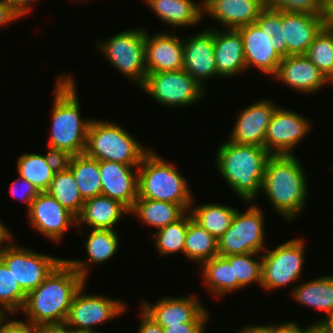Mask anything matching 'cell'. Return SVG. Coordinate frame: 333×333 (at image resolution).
I'll list each match as a JSON object with an SVG mask.
<instances>
[{
  "label": "cell",
  "instance_id": "cell-52",
  "mask_svg": "<svg viewBox=\"0 0 333 333\" xmlns=\"http://www.w3.org/2000/svg\"><path fill=\"white\" fill-rule=\"evenodd\" d=\"M36 333H65L62 328H40Z\"/></svg>",
  "mask_w": 333,
  "mask_h": 333
},
{
  "label": "cell",
  "instance_id": "cell-1",
  "mask_svg": "<svg viewBox=\"0 0 333 333\" xmlns=\"http://www.w3.org/2000/svg\"><path fill=\"white\" fill-rule=\"evenodd\" d=\"M87 282L63 259L40 286L29 292L21 311L30 325L62 328L75 294Z\"/></svg>",
  "mask_w": 333,
  "mask_h": 333
},
{
  "label": "cell",
  "instance_id": "cell-25",
  "mask_svg": "<svg viewBox=\"0 0 333 333\" xmlns=\"http://www.w3.org/2000/svg\"><path fill=\"white\" fill-rule=\"evenodd\" d=\"M128 214L130 210L120 201L99 195L85 200L76 226L81 229L85 224L91 229L114 230L118 221Z\"/></svg>",
  "mask_w": 333,
  "mask_h": 333
},
{
  "label": "cell",
  "instance_id": "cell-32",
  "mask_svg": "<svg viewBox=\"0 0 333 333\" xmlns=\"http://www.w3.org/2000/svg\"><path fill=\"white\" fill-rule=\"evenodd\" d=\"M200 267L207 290L216 296L223 297L243 288L237 279H234L233 267L224 256L217 255L203 262Z\"/></svg>",
  "mask_w": 333,
  "mask_h": 333
},
{
  "label": "cell",
  "instance_id": "cell-7",
  "mask_svg": "<svg viewBox=\"0 0 333 333\" xmlns=\"http://www.w3.org/2000/svg\"><path fill=\"white\" fill-rule=\"evenodd\" d=\"M146 30L127 29L96 44L115 69L141 87L147 76L145 57Z\"/></svg>",
  "mask_w": 333,
  "mask_h": 333
},
{
  "label": "cell",
  "instance_id": "cell-55",
  "mask_svg": "<svg viewBox=\"0 0 333 333\" xmlns=\"http://www.w3.org/2000/svg\"><path fill=\"white\" fill-rule=\"evenodd\" d=\"M319 333H332L329 329H327L322 323H319Z\"/></svg>",
  "mask_w": 333,
  "mask_h": 333
},
{
  "label": "cell",
  "instance_id": "cell-23",
  "mask_svg": "<svg viewBox=\"0 0 333 333\" xmlns=\"http://www.w3.org/2000/svg\"><path fill=\"white\" fill-rule=\"evenodd\" d=\"M214 28V56L218 75L229 78L246 73L243 39L237 29Z\"/></svg>",
  "mask_w": 333,
  "mask_h": 333
},
{
  "label": "cell",
  "instance_id": "cell-3",
  "mask_svg": "<svg viewBox=\"0 0 333 333\" xmlns=\"http://www.w3.org/2000/svg\"><path fill=\"white\" fill-rule=\"evenodd\" d=\"M271 156L265 147L227 140L219 146L214 163L230 189L245 203L252 204L261 191L265 167Z\"/></svg>",
  "mask_w": 333,
  "mask_h": 333
},
{
  "label": "cell",
  "instance_id": "cell-12",
  "mask_svg": "<svg viewBox=\"0 0 333 333\" xmlns=\"http://www.w3.org/2000/svg\"><path fill=\"white\" fill-rule=\"evenodd\" d=\"M0 259L12 272L21 289L28 294L40 286L53 269L63 260L52 255L35 252L11 244Z\"/></svg>",
  "mask_w": 333,
  "mask_h": 333
},
{
  "label": "cell",
  "instance_id": "cell-31",
  "mask_svg": "<svg viewBox=\"0 0 333 333\" xmlns=\"http://www.w3.org/2000/svg\"><path fill=\"white\" fill-rule=\"evenodd\" d=\"M186 212L179 204L147 198H137L130 209V214L157 230L179 220Z\"/></svg>",
  "mask_w": 333,
  "mask_h": 333
},
{
  "label": "cell",
  "instance_id": "cell-2",
  "mask_svg": "<svg viewBox=\"0 0 333 333\" xmlns=\"http://www.w3.org/2000/svg\"><path fill=\"white\" fill-rule=\"evenodd\" d=\"M54 88L48 150L64 159L85 152L91 118L81 117L77 86L71 74L59 75Z\"/></svg>",
  "mask_w": 333,
  "mask_h": 333
},
{
  "label": "cell",
  "instance_id": "cell-54",
  "mask_svg": "<svg viewBox=\"0 0 333 333\" xmlns=\"http://www.w3.org/2000/svg\"><path fill=\"white\" fill-rule=\"evenodd\" d=\"M322 324L333 333V313L328 316Z\"/></svg>",
  "mask_w": 333,
  "mask_h": 333
},
{
  "label": "cell",
  "instance_id": "cell-17",
  "mask_svg": "<svg viewBox=\"0 0 333 333\" xmlns=\"http://www.w3.org/2000/svg\"><path fill=\"white\" fill-rule=\"evenodd\" d=\"M183 60V70L203 87H205L203 81L206 79L220 77L215 63L212 27L183 39Z\"/></svg>",
  "mask_w": 333,
  "mask_h": 333
},
{
  "label": "cell",
  "instance_id": "cell-13",
  "mask_svg": "<svg viewBox=\"0 0 333 333\" xmlns=\"http://www.w3.org/2000/svg\"><path fill=\"white\" fill-rule=\"evenodd\" d=\"M310 129L309 120L302 114L277 107L267 127L264 147L271 155H294L293 148Z\"/></svg>",
  "mask_w": 333,
  "mask_h": 333
},
{
  "label": "cell",
  "instance_id": "cell-53",
  "mask_svg": "<svg viewBox=\"0 0 333 333\" xmlns=\"http://www.w3.org/2000/svg\"><path fill=\"white\" fill-rule=\"evenodd\" d=\"M304 333H319V322H315L309 327L304 328Z\"/></svg>",
  "mask_w": 333,
  "mask_h": 333
},
{
  "label": "cell",
  "instance_id": "cell-18",
  "mask_svg": "<svg viewBox=\"0 0 333 333\" xmlns=\"http://www.w3.org/2000/svg\"><path fill=\"white\" fill-rule=\"evenodd\" d=\"M273 79L302 94L318 92L328 85L327 76L305 54L283 57Z\"/></svg>",
  "mask_w": 333,
  "mask_h": 333
},
{
  "label": "cell",
  "instance_id": "cell-37",
  "mask_svg": "<svg viewBox=\"0 0 333 333\" xmlns=\"http://www.w3.org/2000/svg\"><path fill=\"white\" fill-rule=\"evenodd\" d=\"M27 294L16 282L12 272L0 259V312L10 316L21 311L26 301ZM11 314V315H9Z\"/></svg>",
  "mask_w": 333,
  "mask_h": 333
},
{
  "label": "cell",
  "instance_id": "cell-10",
  "mask_svg": "<svg viewBox=\"0 0 333 333\" xmlns=\"http://www.w3.org/2000/svg\"><path fill=\"white\" fill-rule=\"evenodd\" d=\"M305 247L303 239L294 238L273 250L267 248L262 253L261 287L270 291L300 279L305 262Z\"/></svg>",
  "mask_w": 333,
  "mask_h": 333
},
{
  "label": "cell",
  "instance_id": "cell-58",
  "mask_svg": "<svg viewBox=\"0 0 333 333\" xmlns=\"http://www.w3.org/2000/svg\"><path fill=\"white\" fill-rule=\"evenodd\" d=\"M203 1V2H201ZM200 3L202 4V7H204L210 0H201Z\"/></svg>",
  "mask_w": 333,
  "mask_h": 333
},
{
  "label": "cell",
  "instance_id": "cell-16",
  "mask_svg": "<svg viewBox=\"0 0 333 333\" xmlns=\"http://www.w3.org/2000/svg\"><path fill=\"white\" fill-rule=\"evenodd\" d=\"M276 108L271 99H260L241 110L236 116L229 141L264 147L267 127Z\"/></svg>",
  "mask_w": 333,
  "mask_h": 333
},
{
  "label": "cell",
  "instance_id": "cell-4",
  "mask_svg": "<svg viewBox=\"0 0 333 333\" xmlns=\"http://www.w3.org/2000/svg\"><path fill=\"white\" fill-rule=\"evenodd\" d=\"M306 176L295 155H272L267 161L261 192L287 221H293L305 208L308 196Z\"/></svg>",
  "mask_w": 333,
  "mask_h": 333
},
{
  "label": "cell",
  "instance_id": "cell-44",
  "mask_svg": "<svg viewBox=\"0 0 333 333\" xmlns=\"http://www.w3.org/2000/svg\"><path fill=\"white\" fill-rule=\"evenodd\" d=\"M207 322H186L163 328L164 333H204Z\"/></svg>",
  "mask_w": 333,
  "mask_h": 333
},
{
  "label": "cell",
  "instance_id": "cell-20",
  "mask_svg": "<svg viewBox=\"0 0 333 333\" xmlns=\"http://www.w3.org/2000/svg\"><path fill=\"white\" fill-rule=\"evenodd\" d=\"M160 32L145 35V57L147 73L176 71L183 69V40L176 36Z\"/></svg>",
  "mask_w": 333,
  "mask_h": 333
},
{
  "label": "cell",
  "instance_id": "cell-47",
  "mask_svg": "<svg viewBox=\"0 0 333 333\" xmlns=\"http://www.w3.org/2000/svg\"><path fill=\"white\" fill-rule=\"evenodd\" d=\"M321 17L326 28H333V0H322Z\"/></svg>",
  "mask_w": 333,
  "mask_h": 333
},
{
  "label": "cell",
  "instance_id": "cell-21",
  "mask_svg": "<svg viewBox=\"0 0 333 333\" xmlns=\"http://www.w3.org/2000/svg\"><path fill=\"white\" fill-rule=\"evenodd\" d=\"M237 30L243 39L247 70L255 67L272 78L277 72L282 57L270 45L267 34L262 32L255 23L241 26Z\"/></svg>",
  "mask_w": 333,
  "mask_h": 333
},
{
  "label": "cell",
  "instance_id": "cell-43",
  "mask_svg": "<svg viewBox=\"0 0 333 333\" xmlns=\"http://www.w3.org/2000/svg\"><path fill=\"white\" fill-rule=\"evenodd\" d=\"M39 329L21 320H9L8 316L0 321V333H36Z\"/></svg>",
  "mask_w": 333,
  "mask_h": 333
},
{
  "label": "cell",
  "instance_id": "cell-48",
  "mask_svg": "<svg viewBox=\"0 0 333 333\" xmlns=\"http://www.w3.org/2000/svg\"><path fill=\"white\" fill-rule=\"evenodd\" d=\"M12 236L13 235L10 230H8L6 225L0 220V257L11 246V244H13Z\"/></svg>",
  "mask_w": 333,
  "mask_h": 333
},
{
  "label": "cell",
  "instance_id": "cell-40",
  "mask_svg": "<svg viewBox=\"0 0 333 333\" xmlns=\"http://www.w3.org/2000/svg\"><path fill=\"white\" fill-rule=\"evenodd\" d=\"M255 24L267 34L270 45L283 58L287 56L284 27L282 26V11L265 8Z\"/></svg>",
  "mask_w": 333,
  "mask_h": 333
},
{
  "label": "cell",
  "instance_id": "cell-41",
  "mask_svg": "<svg viewBox=\"0 0 333 333\" xmlns=\"http://www.w3.org/2000/svg\"><path fill=\"white\" fill-rule=\"evenodd\" d=\"M266 8L289 13L321 15L322 0H263Z\"/></svg>",
  "mask_w": 333,
  "mask_h": 333
},
{
  "label": "cell",
  "instance_id": "cell-36",
  "mask_svg": "<svg viewBox=\"0 0 333 333\" xmlns=\"http://www.w3.org/2000/svg\"><path fill=\"white\" fill-rule=\"evenodd\" d=\"M191 219L192 216L189 211H187L179 220L154 232V241L158 254L167 256L181 252L184 255L186 232Z\"/></svg>",
  "mask_w": 333,
  "mask_h": 333
},
{
  "label": "cell",
  "instance_id": "cell-35",
  "mask_svg": "<svg viewBox=\"0 0 333 333\" xmlns=\"http://www.w3.org/2000/svg\"><path fill=\"white\" fill-rule=\"evenodd\" d=\"M218 255V240L191 219L188 223L184 256L200 265Z\"/></svg>",
  "mask_w": 333,
  "mask_h": 333
},
{
  "label": "cell",
  "instance_id": "cell-27",
  "mask_svg": "<svg viewBox=\"0 0 333 333\" xmlns=\"http://www.w3.org/2000/svg\"><path fill=\"white\" fill-rule=\"evenodd\" d=\"M63 160L61 156L49 150L46 155L24 153L19 156L16 169L20 177L33 184L39 192H44L49 189Z\"/></svg>",
  "mask_w": 333,
  "mask_h": 333
},
{
  "label": "cell",
  "instance_id": "cell-42",
  "mask_svg": "<svg viewBox=\"0 0 333 333\" xmlns=\"http://www.w3.org/2000/svg\"><path fill=\"white\" fill-rule=\"evenodd\" d=\"M21 183V184H20ZM20 184V185H19ZM21 186V187H20ZM23 190H20V189ZM10 192L13 198L20 199L27 203V211L31 207L32 201L38 195L39 190L26 179L19 176L10 184ZM22 192V193H20ZM19 193V194H18Z\"/></svg>",
  "mask_w": 333,
  "mask_h": 333
},
{
  "label": "cell",
  "instance_id": "cell-28",
  "mask_svg": "<svg viewBox=\"0 0 333 333\" xmlns=\"http://www.w3.org/2000/svg\"><path fill=\"white\" fill-rule=\"evenodd\" d=\"M151 11L165 25L172 27H189L199 24L203 19L202 4L193 0H144Z\"/></svg>",
  "mask_w": 333,
  "mask_h": 333
},
{
  "label": "cell",
  "instance_id": "cell-33",
  "mask_svg": "<svg viewBox=\"0 0 333 333\" xmlns=\"http://www.w3.org/2000/svg\"><path fill=\"white\" fill-rule=\"evenodd\" d=\"M237 208L219 203H206L189 209L192 219L213 235L217 240L231 226Z\"/></svg>",
  "mask_w": 333,
  "mask_h": 333
},
{
  "label": "cell",
  "instance_id": "cell-9",
  "mask_svg": "<svg viewBox=\"0 0 333 333\" xmlns=\"http://www.w3.org/2000/svg\"><path fill=\"white\" fill-rule=\"evenodd\" d=\"M141 90L160 105L186 107L205 96V88L185 70L147 73Z\"/></svg>",
  "mask_w": 333,
  "mask_h": 333
},
{
  "label": "cell",
  "instance_id": "cell-15",
  "mask_svg": "<svg viewBox=\"0 0 333 333\" xmlns=\"http://www.w3.org/2000/svg\"><path fill=\"white\" fill-rule=\"evenodd\" d=\"M196 295L161 297L155 303L141 301V308L163 328L186 322H207L209 312ZM150 303V304H149Z\"/></svg>",
  "mask_w": 333,
  "mask_h": 333
},
{
  "label": "cell",
  "instance_id": "cell-38",
  "mask_svg": "<svg viewBox=\"0 0 333 333\" xmlns=\"http://www.w3.org/2000/svg\"><path fill=\"white\" fill-rule=\"evenodd\" d=\"M247 253L239 255L224 256L233 267L234 279L244 288L252 283L261 286L262 282V254ZM254 256L260 259H253Z\"/></svg>",
  "mask_w": 333,
  "mask_h": 333
},
{
  "label": "cell",
  "instance_id": "cell-49",
  "mask_svg": "<svg viewBox=\"0 0 333 333\" xmlns=\"http://www.w3.org/2000/svg\"><path fill=\"white\" fill-rule=\"evenodd\" d=\"M14 9L23 17L30 13L32 5L30 4L35 0H7Z\"/></svg>",
  "mask_w": 333,
  "mask_h": 333
},
{
  "label": "cell",
  "instance_id": "cell-29",
  "mask_svg": "<svg viewBox=\"0 0 333 333\" xmlns=\"http://www.w3.org/2000/svg\"><path fill=\"white\" fill-rule=\"evenodd\" d=\"M291 295L302 305L326 312V316L319 320L322 323L333 313V274L302 282L291 289Z\"/></svg>",
  "mask_w": 333,
  "mask_h": 333
},
{
  "label": "cell",
  "instance_id": "cell-11",
  "mask_svg": "<svg viewBox=\"0 0 333 333\" xmlns=\"http://www.w3.org/2000/svg\"><path fill=\"white\" fill-rule=\"evenodd\" d=\"M85 285L75 294L67 318L62 329L64 331L94 332L100 326L126 311V304L120 299H112L104 295L85 294ZM117 316V317H116Z\"/></svg>",
  "mask_w": 333,
  "mask_h": 333
},
{
  "label": "cell",
  "instance_id": "cell-19",
  "mask_svg": "<svg viewBox=\"0 0 333 333\" xmlns=\"http://www.w3.org/2000/svg\"><path fill=\"white\" fill-rule=\"evenodd\" d=\"M138 167L99 161L102 195L120 201L130 210L138 198Z\"/></svg>",
  "mask_w": 333,
  "mask_h": 333
},
{
  "label": "cell",
  "instance_id": "cell-34",
  "mask_svg": "<svg viewBox=\"0 0 333 333\" xmlns=\"http://www.w3.org/2000/svg\"><path fill=\"white\" fill-rule=\"evenodd\" d=\"M47 192L76 217L81 213L85 201L80 195L74 175L64 163L56 170Z\"/></svg>",
  "mask_w": 333,
  "mask_h": 333
},
{
  "label": "cell",
  "instance_id": "cell-30",
  "mask_svg": "<svg viewBox=\"0 0 333 333\" xmlns=\"http://www.w3.org/2000/svg\"><path fill=\"white\" fill-rule=\"evenodd\" d=\"M63 163L71 170L83 200L102 195L99 161L85 153L64 158Z\"/></svg>",
  "mask_w": 333,
  "mask_h": 333
},
{
  "label": "cell",
  "instance_id": "cell-59",
  "mask_svg": "<svg viewBox=\"0 0 333 333\" xmlns=\"http://www.w3.org/2000/svg\"><path fill=\"white\" fill-rule=\"evenodd\" d=\"M5 316L0 312V321L4 318Z\"/></svg>",
  "mask_w": 333,
  "mask_h": 333
},
{
  "label": "cell",
  "instance_id": "cell-6",
  "mask_svg": "<svg viewBox=\"0 0 333 333\" xmlns=\"http://www.w3.org/2000/svg\"><path fill=\"white\" fill-rule=\"evenodd\" d=\"M150 150L117 123L91 118L84 152L87 156L98 161L139 166Z\"/></svg>",
  "mask_w": 333,
  "mask_h": 333
},
{
  "label": "cell",
  "instance_id": "cell-57",
  "mask_svg": "<svg viewBox=\"0 0 333 333\" xmlns=\"http://www.w3.org/2000/svg\"><path fill=\"white\" fill-rule=\"evenodd\" d=\"M328 83H333V72L327 77Z\"/></svg>",
  "mask_w": 333,
  "mask_h": 333
},
{
  "label": "cell",
  "instance_id": "cell-22",
  "mask_svg": "<svg viewBox=\"0 0 333 333\" xmlns=\"http://www.w3.org/2000/svg\"><path fill=\"white\" fill-rule=\"evenodd\" d=\"M265 8L263 0H210L203 15L211 16L225 29H237L255 23Z\"/></svg>",
  "mask_w": 333,
  "mask_h": 333
},
{
  "label": "cell",
  "instance_id": "cell-5",
  "mask_svg": "<svg viewBox=\"0 0 333 333\" xmlns=\"http://www.w3.org/2000/svg\"><path fill=\"white\" fill-rule=\"evenodd\" d=\"M150 150L137 168L138 198H147L181 205L189 211L194 203L186 178L171 162Z\"/></svg>",
  "mask_w": 333,
  "mask_h": 333
},
{
  "label": "cell",
  "instance_id": "cell-46",
  "mask_svg": "<svg viewBox=\"0 0 333 333\" xmlns=\"http://www.w3.org/2000/svg\"><path fill=\"white\" fill-rule=\"evenodd\" d=\"M22 18L7 0H0V27Z\"/></svg>",
  "mask_w": 333,
  "mask_h": 333
},
{
  "label": "cell",
  "instance_id": "cell-24",
  "mask_svg": "<svg viewBox=\"0 0 333 333\" xmlns=\"http://www.w3.org/2000/svg\"><path fill=\"white\" fill-rule=\"evenodd\" d=\"M282 26L288 55L306 54L315 37L325 27L321 15L282 11Z\"/></svg>",
  "mask_w": 333,
  "mask_h": 333
},
{
  "label": "cell",
  "instance_id": "cell-8",
  "mask_svg": "<svg viewBox=\"0 0 333 333\" xmlns=\"http://www.w3.org/2000/svg\"><path fill=\"white\" fill-rule=\"evenodd\" d=\"M264 214L256 204L236 211L231 226L218 240V255L263 253L266 250Z\"/></svg>",
  "mask_w": 333,
  "mask_h": 333
},
{
  "label": "cell",
  "instance_id": "cell-45",
  "mask_svg": "<svg viewBox=\"0 0 333 333\" xmlns=\"http://www.w3.org/2000/svg\"><path fill=\"white\" fill-rule=\"evenodd\" d=\"M140 325L137 333H164V329L142 308L140 309Z\"/></svg>",
  "mask_w": 333,
  "mask_h": 333
},
{
  "label": "cell",
  "instance_id": "cell-39",
  "mask_svg": "<svg viewBox=\"0 0 333 333\" xmlns=\"http://www.w3.org/2000/svg\"><path fill=\"white\" fill-rule=\"evenodd\" d=\"M305 55L328 77L333 72V28L324 27Z\"/></svg>",
  "mask_w": 333,
  "mask_h": 333
},
{
  "label": "cell",
  "instance_id": "cell-26",
  "mask_svg": "<svg viewBox=\"0 0 333 333\" xmlns=\"http://www.w3.org/2000/svg\"><path fill=\"white\" fill-rule=\"evenodd\" d=\"M85 239L87 260L66 259V261L87 281L89 267L93 264L108 262L118 251L120 240L115 230L91 229ZM89 266V267H88Z\"/></svg>",
  "mask_w": 333,
  "mask_h": 333
},
{
  "label": "cell",
  "instance_id": "cell-56",
  "mask_svg": "<svg viewBox=\"0 0 333 333\" xmlns=\"http://www.w3.org/2000/svg\"><path fill=\"white\" fill-rule=\"evenodd\" d=\"M66 333H99V331L89 332V331H66Z\"/></svg>",
  "mask_w": 333,
  "mask_h": 333
},
{
  "label": "cell",
  "instance_id": "cell-50",
  "mask_svg": "<svg viewBox=\"0 0 333 333\" xmlns=\"http://www.w3.org/2000/svg\"><path fill=\"white\" fill-rule=\"evenodd\" d=\"M239 333H276L275 325H252L246 326Z\"/></svg>",
  "mask_w": 333,
  "mask_h": 333
},
{
  "label": "cell",
  "instance_id": "cell-51",
  "mask_svg": "<svg viewBox=\"0 0 333 333\" xmlns=\"http://www.w3.org/2000/svg\"><path fill=\"white\" fill-rule=\"evenodd\" d=\"M276 333H304L299 324L293 321L276 325Z\"/></svg>",
  "mask_w": 333,
  "mask_h": 333
},
{
  "label": "cell",
  "instance_id": "cell-14",
  "mask_svg": "<svg viewBox=\"0 0 333 333\" xmlns=\"http://www.w3.org/2000/svg\"><path fill=\"white\" fill-rule=\"evenodd\" d=\"M27 215L34 230L57 243L69 228L77 225V217L47 191L38 193Z\"/></svg>",
  "mask_w": 333,
  "mask_h": 333
}]
</instances>
